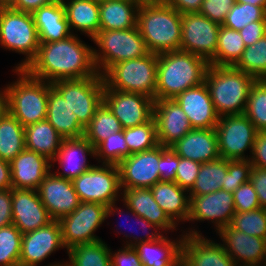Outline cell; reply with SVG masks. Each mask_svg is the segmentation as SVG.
Here are the masks:
<instances>
[{"instance_id": "obj_62", "label": "cell", "mask_w": 266, "mask_h": 266, "mask_svg": "<svg viewBox=\"0 0 266 266\" xmlns=\"http://www.w3.org/2000/svg\"><path fill=\"white\" fill-rule=\"evenodd\" d=\"M237 3H247L254 6H266V0H235Z\"/></svg>"}, {"instance_id": "obj_8", "label": "cell", "mask_w": 266, "mask_h": 266, "mask_svg": "<svg viewBox=\"0 0 266 266\" xmlns=\"http://www.w3.org/2000/svg\"><path fill=\"white\" fill-rule=\"evenodd\" d=\"M92 41L98 47L93 48V57L101 75L118 62L150 53L137 26L124 30H99Z\"/></svg>"}, {"instance_id": "obj_10", "label": "cell", "mask_w": 266, "mask_h": 266, "mask_svg": "<svg viewBox=\"0 0 266 266\" xmlns=\"http://www.w3.org/2000/svg\"><path fill=\"white\" fill-rule=\"evenodd\" d=\"M81 202L99 203L109 206L119 202L122 190L118 165L95 164L91 169L72 180Z\"/></svg>"}, {"instance_id": "obj_58", "label": "cell", "mask_w": 266, "mask_h": 266, "mask_svg": "<svg viewBox=\"0 0 266 266\" xmlns=\"http://www.w3.org/2000/svg\"><path fill=\"white\" fill-rule=\"evenodd\" d=\"M55 0H12L8 6L12 9L33 13L41 6L48 5Z\"/></svg>"}, {"instance_id": "obj_53", "label": "cell", "mask_w": 266, "mask_h": 266, "mask_svg": "<svg viewBox=\"0 0 266 266\" xmlns=\"http://www.w3.org/2000/svg\"><path fill=\"white\" fill-rule=\"evenodd\" d=\"M114 252L110 248L111 266H144L133 246H125Z\"/></svg>"}, {"instance_id": "obj_61", "label": "cell", "mask_w": 266, "mask_h": 266, "mask_svg": "<svg viewBox=\"0 0 266 266\" xmlns=\"http://www.w3.org/2000/svg\"><path fill=\"white\" fill-rule=\"evenodd\" d=\"M2 89H0V119L8 111L7 94H6L5 88H2Z\"/></svg>"}, {"instance_id": "obj_14", "label": "cell", "mask_w": 266, "mask_h": 266, "mask_svg": "<svg viewBox=\"0 0 266 266\" xmlns=\"http://www.w3.org/2000/svg\"><path fill=\"white\" fill-rule=\"evenodd\" d=\"M65 249L62 241L61 226L59 221L52 220L45 226L31 232L22 234L20 266H38L41 262L55 253ZM63 262L55 261L46 266H65Z\"/></svg>"}, {"instance_id": "obj_59", "label": "cell", "mask_w": 266, "mask_h": 266, "mask_svg": "<svg viewBox=\"0 0 266 266\" xmlns=\"http://www.w3.org/2000/svg\"><path fill=\"white\" fill-rule=\"evenodd\" d=\"M203 0H166L165 3L175 8L179 13L199 12Z\"/></svg>"}, {"instance_id": "obj_37", "label": "cell", "mask_w": 266, "mask_h": 266, "mask_svg": "<svg viewBox=\"0 0 266 266\" xmlns=\"http://www.w3.org/2000/svg\"><path fill=\"white\" fill-rule=\"evenodd\" d=\"M122 130L120 121L103 101L97 107L90 123L85 127L84 137L96 148L107 137Z\"/></svg>"}, {"instance_id": "obj_28", "label": "cell", "mask_w": 266, "mask_h": 266, "mask_svg": "<svg viewBox=\"0 0 266 266\" xmlns=\"http://www.w3.org/2000/svg\"><path fill=\"white\" fill-rule=\"evenodd\" d=\"M32 15L39 42L59 41L72 35L62 0H55L48 5L41 6Z\"/></svg>"}, {"instance_id": "obj_39", "label": "cell", "mask_w": 266, "mask_h": 266, "mask_svg": "<svg viewBox=\"0 0 266 266\" xmlns=\"http://www.w3.org/2000/svg\"><path fill=\"white\" fill-rule=\"evenodd\" d=\"M228 171V160L219 158L201 164L194 186L189 195H205L221 190Z\"/></svg>"}, {"instance_id": "obj_23", "label": "cell", "mask_w": 266, "mask_h": 266, "mask_svg": "<svg viewBox=\"0 0 266 266\" xmlns=\"http://www.w3.org/2000/svg\"><path fill=\"white\" fill-rule=\"evenodd\" d=\"M87 156L91 158L93 156L94 159L95 148L84 136L64 138L55 158L51 161V170L58 177L73 180L95 165L89 163ZM55 162H58L60 165L58 167H61L63 172L59 168L56 172L53 171L52 167H55Z\"/></svg>"}, {"instance_id": "obj_29", "label": "cell", "mask_w": 266, "mask_h": 266, "mask_svg": "<svg viewBox=\"0 0 266 266\" xmlns=\"http://www.w3.org/2000/svg\"><path fill=\"white\" fill-rule=\"evenodd\" d=\"M156 203L168 217L178 226L187 222L190 215L189 192L176 182L158 181L150 187Z\"/></svg>"}, {"instance_id": "obj_6", "label": "cell", "mask_w": 266, "mask_h": 266, "mask_svg": "<svg viewBox=\"0 0 266 266\" xmlns=\"http://www.w3.org/2000/svg\"><path fill=\"white\" fill-rule=\"evenodd\" d=\"M158 54L124 60L112 65L102 76L107 88L133 92L155 100Z\"/></svg>"}, {"instance_id": "obj_18", "label": "cell", "mask_w": 266, "mask_h": 266, "mask_svg": "<svg viewBox=\"0 0 266 266\" xmlns=\"http://www.w3.org/2000/svg\"><path fill=\"white\" fill-rule=\"evenodd\" d=\"M184 233L182 258L185 266H237L227 254L221 242L202 235L195 227Z\"/></svg>"}, {"instance_id": "obj_47", "label": "cell", "mask_w": 266, "mask_h": 266, "mask_svg": "<svg viewBox=\"0 0 266 266\" xmlns=\"http://www.w3.org/2000/svg\"><path fill=\"white\" fill-rule=\"evenodd\" d=\"M244 114L257 131H266V89L257 80L251 86Z\"/></svg>"}, {"instance_id": "obj_22", "label": "cell", "mask_w": 266, "mask_h": 266, "mask_svg": "<svg viewBox=\"0 0 266 266\" xmlns=\"http://www.w3.org/2000/svg\"><path fill=\"white\" fill-rule=\"evenodd\" d=\"M153 118L158 143L162 146L173 145L193 129L188 116L174 99L154 100Z\"/></svg>"}, {"instance_id": "obj_63", "label": "cell", "mask_w": 266, "mask_h": 266, "mask_svg": "<svg viewBox=\"0 0 266 266\" xmlns=\"http://www.w3.org/2000/svg\"><path fill=\"white\" fill-rule=\"evenodd\" d=\"M138 3L143 4V3H163L166 0H136Z\"/></svg>"}, {"instance_id": "obj_60", "label": "cell", "mask_w": 266, "mask_h": 266, "mask_svg": "<svg viewBox=\"0 0 266 266\" xmlns=\"http://www.w3.org/2000/svg\"><path fill=\"white\" fill-rule=\"evenodd\" d=\"M12 188L10 162L0 159V191Z\"/></svg>"}, {"instance_id": "obj_11", "label": "cell", "mask_w": 266, "mask_h": 266, "mask_svg": "<svg viewBox=\"0 0 266 266\" xmlns=\"http://www.w3.org/2000/svg\"><path fill=\"white\" fill-rule=\"evenodd\" d=\"M106 209V205L99 203L80 202L71 214L59 220L66 251L79 244L102 240L94 233L105 222Z\"/></svg>"}, {"instance_id": "obj_67", "label": "cell", "mask_w": 266, "mask_h": 266, "mask_svg": "<svg viewBox=\"0 0 266 266\" xmlns=\"http://www.w3.org/2000/svg\"><path fill=\"white\" fill-rule=\"evenodd\" d=\"M90 1H94V2H98V3H100V2H103V1H105V0H90Z\"/></svg>"}, {"instance_id": "obj_27", "label": "cell", "mask_w": 266, "mask_h": 266, "mask_svg": "<svg viewBox=\"0 0 266 266\" xmlns=\"http://www.w3.org/2000/svg\"><path fill=\"white\" fill-rule=\"evenodd\" d=\"M121 202H124L135 214L156 225L165 234L177 231V225L156 203L150 188L123 189ZM167 232V233H166Z\"/></svg>"}, {"instance_id": "obj_3", "label": "cell", "mask_w": 266, "mask_h": 266, "mask_svg": "<svg viewBox=\"0 0 266 266\" xmlns=\"http://www.w3.org/2000/svg\"><path fill=\"white\" fill-rule=\"evenodd\" d=\"M137 27L151 53L180 50L182 14L167 3L140 4Z\"/></svg>"}, {"instance_id": "obj_24", "label": "cell", "mask_w": 266, "mask_h": 266, "mask_svg": "<svg viewBox=\"0 0 266 266\" xmlns=\"http://www.w3.org/2000/svg\"><path fill=\"white\" fill-rule=\"evenodd\" d=\"M174 100L188 116L193 129H211L217 125L219 116L205 82L183 91Z\"/></svg>"}, {"instance_id": "obj_2", "label": "cell", "mask_w": 266, "mask_h": 266, "mask_svg": "<svg viewBox=\"0 0 266 266\" xmlns=\"http://www.w3.org/2000/svg\"><path fill=\"white\" fill-rule=\"evenodd\" d=\"M208 67L203 57L182 50L158 54L155 100L174 99L202 84Z\"/></svg>"}, {"instance_id": "obj_7", "label": "cell", "mask_w": 266, "mask_h": 266, "mask_svg": "<svg viewBox=\"0 0 266 266\" xmlns=\"http://www.w3.org/2000/svg\"><path fill=\"white\" fill-rule=\"evenodd\" d=\"M39 44L32 13L18 11L8 5H0V48L25 57L13 68H26L36 57Z\"/></svg>"}, {"instance_id": "obj_48", "label": "cell", "mask_w": 266, "mask_h": 266, "mask_svg": "<svg viewBox=\"0 0 266 266\" xmlns=\"http://www.w3.org/2000/svg\"><path fill=\"white\" fill-rule=\"evenodd\" d=\"M251 168L249 160H228V171L221 189L229 193L236 191L243 183L250 180Z\"/></svg>"}, {"instance_id": "obj_21", "label": "cell", "mask_w": 266, "mask_h": 266, "mask_svg": "<svg viewBox=\"0 0 266 266\" xmlns=\"http://www.w3.org/2000/svg\"><path fill=\"white\" fill-rule=\"evenodd\" d=\"M51 221L37 190L12 188V224L22 234L39 229Z\"/></svg>"}, {"instance_id": "obj_44", "label": "cell", "mask_w": 266, "mask_h": 266, "mask_svg": "<svg viewBox=\"0 0 266 266\" xmlns=\"http://www.w3.org/2000/svg\"><path fill=\"white\" fill-rule=\"evenodd\" d=\"M22 233L10 224L0 228V266H20Z\"/></svg>"}, {"instance_id": "obj_38", "label": "cell", "mask_w": 266, "mask_h": 266, "mask_svg": "<svg viewBox=\"0 0 266 266\" xmlns=\"http://www.w3.org/2000/svg\"><path fill=\"white\" fill-rule=\"evenodd\" d=\"M65 266H111L110 247L103 240L79 244L66 251Z\"/></svg>"}, {"instance_id": "obj_25", "label": "cell", "mask_w": 266, "mask_h": 266, "mask_svg": "<svg viewBox=\"0 0 266 266\" xmlns=\"http://www.w3.org/2000/svg\"><path fill=\"white\" fill-rule=\"evenodd\" d=\"M10 170L13 188L37 190L51 171V161L25 148L10 162Z\"/></svg>"}, {"instance_id": "obj_41", "label": "cell", "mask_w": 266, "mask_h": 266, "mask_svg": "<svg viewBox=\"0 0 266 266\" xmlns=\"http://www.w3.org/2000/svg\"><path fill=\"white\" fill-rule=\"evenodd\" d=\"M234 67L256 80L266 77V35L247 46Z\"/></svg>"}, {"instance_id": "obj_32", "label": "cell", "mask_w": 266, "mask_h": 266, "mask_svg": "<svg viewBox=\"0 0 266 266\" xmlns=\"http://www.w3.org/2000/svg\"><path fill=\"white\" fill-rule=\"evenodd\" d=\"M62 4L71 33L79 31L92 41L99 32V3L90 0H62Z\"/></svg>"}, {"instance_id": "obj_5", "label": "cell", "mask_w": 266, "mask_h": 266, "mask_svg": "<svg viewBox=\"0 0 266 266\" xmlns=\"http://www.w3.org/2000/svg\"><path fill=\"white\" fill-rule=\"evenodd\" d=\"M17 79L6 85L8 112L24 127L46 119L51 83L31 76L25 69H13Z\"/></svg>"}, {"instance_id": "obj_64", "label": "cell", "mask_w": 266, "mask_h": 266, "mask_svg": "<svg viewBox=\"0 0 266 266\" xmlns=\"http://www.w3.org/2000/svg\"><path fill=\"white\" fill-rule=\"evenodd\" d=\"M170 266H185L182 256L174 264Z\"/></svg>"}, {"instance_id": "obj_42", "label": "cell", "mask_w": 266, "mask_h": 266, "mask_svg": "<svg viewBox=\"0 0 266 266\" xmlns=\"http://www.w3.org/2000/svg\"><path fill=\"white\" fill-rule=\"evenodd\" d=\"M123 134L131 154L150 150L159 145L153 117L143 124L124 128Z\"/></svg>"}, {"instance_id": "obj_17", "label": "cell", "mask_w": 266, "mask_h": 266, "mask_svg": "<svg viewBox=\"0 0 266 266\" xmlns=\"http://www.w3.org/2000/svg\"><path fill=\"white\" fill-rule=\"evenodd\" d=\"M189 196L190 215L187 222H211L216 233L230 225L232 217L236 213L233 193L221 189L205 195Z\"/></svg>"}, {"instance_id": "obj_31", "label": "cell", "mask_w": 266, "mask_h": 266, "mask_svg": "<svg viewBox=\"0 0 266 266\" xmlns=\"http://www.w3.org/2000/svg\"><path fill=\"white\" fill-rule=\"evenodd\" d=\"M46 119L63 138L84 136L85 129L79 124L77 115L53 86L49 88Z\"/></svg>"}, {"instance_id": "obj_33", "label": "cell", "mask_w": 266, "mask_h": 266, "mask_svg": "<svg viewBox=\"0 0 266 266\" xmlns=\"http://www.w3.org/2000/svg\"><path fill=\"white\" fill-rule=\"evenodd\" d=\"M140 3L136 0H105L99 3V30H124L137 26Z\"/></svg>"}, {"instance_id": "obj_46", "label": "cell", "mask_w": 266, "mask_h": 266, "mask_svg": "<svg viewBox=\"0 0 266 266\" xmlns=\"http://www.w3.org/2000/svg\"><path fill=\"white\" fill-rule=\"evenodd\" d=\"M230 226L245 234L266 239V209L260 207L249 212H236Z\"/></svg>"}, {"instance_id": "obj_26", "label": "cell", "mask_w": 266, "mask_h": 266, "mask_svg": "<svg viewBox=\"0 0 266 266\" xmlns=\"http://www.w3.org/2000/svg\"><path fill=\"white\" fill-rule=\"evenodd\" d=\"M171 148L179 157L201 164L220 158L215 128L192 129L171 145Z\"/></svg>"}, {"instance_id": "obj_36", "label": "cell", "mask_w": 266, "mask_h": 266, "mask_svg": "<svg viewBox=\"0 0 266 266\" xmlns=\"http://www.w3.org/2000/svg\"><path fill=\"white\" fill-rule=\"evenodd\" d=\"M246 46L239 31L221 25L218 32L215 56L209 61L212 66H234Z\"/></svg>"}, {"instance_id": "obj_40", "label": "cell", "mask_w": 266, "mask_h": 266, "mask_svg": "<svg viewBox=\"0 0 266 266\" xmlns=\"http://www.w3.org/2000/svg\"><path fill=\"white\" fill-rule=\"evenodd\" d=\"M116 203L117 202H114L111 205L107 206V209H106V219H108V217H110L111 215H115V214L117 215V213L120 216L122 214H124L123 213L124 211L120 207H117V204ZM123 206H124L123 208H126V215H128L130 213L129 215L132 216V218L134 217L131 220H134L138 224H140L139 226H141V229L143 231L142 232L143 233V236L141 234V235H139L140 237H138V235H137L138 232L137 231L135 232V230H133V234H134V232L136 233L134 235L132 233H131L132 235L130 233L127 234V233H125V232H123L121 230L120 232L123 233L122 235H124L125 236V239H126V242L124 241L125 246H134L136 243H139V242L155 241V240L160 239L164 235H166L163 231H160L161 229L159 227H157L156 225L151 224L148 220H146L143 217L138 216L137 214H135L124 202H123ZM129 215L126 216V217H130ZM123 216H125V214ZM119 227L120 228H118L117 230L123 228L122 225H119ZM133 228L136 229L135 227H133Z\"/></svg>"}, {"instance_id": "obj_30", "label": "cell", "mask_w": 266, "mask_h": 266, "mask_svg": "<svg viewBox=\"0 0 266 266\" xmlns=\"http://www.w3.org/2000/svg\"><path fill=\"white\" fill-rule=\"evenodd\" d=\"M184 235L175 240L164 235L155 241L136 243L133 248L144 266H170L182 256Z\"/></svg>"}, {"instance_id": "obj_49", "label": "cell", "mask_w": 266, "mask_h": 266, "mask_svg": "<svg viewBox=\"0 0 266 266\" xmlns=\"http://www.w3.org/2000/svg\"><path fill=\"white\" fill-rule=\"evenodd\" d=\"M233 199L236 212H249L261 207L257 193L250 180L243 183L233 192Z\"/></svg>"}, {"instance_id": "obj_34", "label": "cell", "mask_w": 266, "mask_h": 266, "mask_svg": "<svg viewBox=\"0 0 266 266\" xmlns=\"http://www.w3.org/2000/svg\"><path fill=\"white\" fill-rule=\"evenodd\" d=\"M24 130L25 148L41 154L52 161L60 149L64 138L47 119L27 125L24 127Z\"/></svg>"}, {"instance_id": "obj_43", "label": "cell", "mask_w": 266, "mask_h": 266, "mask_svg": "<svg viewBox=\"0 0 266 266\" xmlns=\"http://www.w3.org/2000/svg\"><path fill=\"white\" fill-rule=\"evenodd\" d=\"M130 155L123 130L110 135L95 148V159L99 164L118 165Z\"/></svg>"}, {"instance_id": "obj_66", "label": "cell", "mask_w": 266, "mask_h": 266, "mask_svg": "<svg viewBox=\"0 0 266 266\" xmlns=\"http://www.w3.org/2000/svg\"><path fill=\"white\" fill-rule=\"evenodd\" d=\"M12 0H0V5H8Z\"/></svg>"}, {"instance_id": "obj_56", "label": "cell", "mask_w": 266, "mask_h": 266, "mask_svg": "<svg viewBox=\"0 0 266 266\" xmlns=\"http://www.w3.org/2000/svg\"><path fill=\"white\" fill-rule=\"evenodd\" d=\"M250 181L257 193L259 205L266 209V169L252 166Z\"/></svg>"}, {"instance_id": "obj_13", "label": "cell", "mask_w": 266, "mask_h": 266, "mask_svg": "<svg viewBox=\"0 0 266 266\" xmlns=\"http://www.w3.org/2000/svg\"><path fill=\"white\" fill-rule=\"evenodd\" d=\"M220 27L199 12L182 14L180 50L203 57L209 62L216 54Z\"/></svg>"}, {"instance_id": "obj_19", "label": "cell", "mask_w": 266, "mask_h": 266, "mask_svg": "<svg viewBox=\"0 0 266 266\" xmlns=\"http://www.w3.org/2000/svg\"><path fill=\"white\" fill-rule=\"evenodd\" d=\"M37 192L49 216L56 221L71 214L81 202L72 180L58 177L52 171L41 181Z\"/></svg>"}, {"instance_id": "obj_50", "label": "cell", "mask_w": 266, "mask_h": 266, "mask_svg": "<svg viewBox=\"0 0 266 266\" xmlns=\"http://www.w3.org/2000/svg\"><path fill=\"white\" fill-rule=\"evenodd\" d=\"M201 163L187 158L179 157L175 182L186 191L194 186Z\"/></svg>"}, {"instance_id": "obj_20", "label": "cell", "mask_w": 266, "mask_h": 266, "mask_svg": "<svg viewBox=\"0 0 266 266\" xmlns=\"http://www.w3.org/2000/svg\"><path fill=\"white\" fill-rule=\"evenodd\" d=\"M217 234L225 251L237 265L265 266L266 239L245 234L230 225L220 229Z\"/></svg>"}, {"instance_id": "obj_4", "label": "cell", "mask_w": 266, "mask_h": 266, "mask_svg": "<svg viewBox=\"0 0 266 266\" xmlns=\"http://www.w3.org/2000/svg\"><path fill=\"white\" fill-rule=\"evenodd\" d=\"M256 79L234 66H212L206 70L205 84L217 115L245 113L251 86Z\"/></svg>"}, {"instance_id": "obj_57", "label": "cell", "mask_w": 266, "mask_h": 266, "mask_svg": "<svg viewBox=\"0 0 266 266\" xmlns=\"http://www.w3.org/2000/svg\"><path fill=\"white\" fill-rule=\"evenodd\" d=\"M12 224V189L0 191V228Z\"/></svg>"}, {"instance_id": "obj_45", "label": "cell", "mask_w": 266, "mask_h": 266, "mask_svg": "<svg viewBox=\"0 0 266 266\" xmlns=\"http://www.w3.org/2000/svg\"><path fill=\"white\" fill-rule=\"evenodd\" d=\"M253 21H266V6H254L247 3H237L226 15L222 26L240 31Z\"/></svg>"}, {"instance_id": "obj_35", "label": "cell", "mask_w": 266, "mask_h": 266, "mask_svg": "<svg viewBox=\"0 0 266 266\" xmlns=\"http://www.w3.org/2000/svg\"><path fill=\"white\" fill-rule=\"evenodd\" d=\"M24 149V126L7 111L0 119V159L11 162Z\"/></svg>"}, {"instance_id": "obj_1", "label": "cell", "mask_w": 266, "mask_h": 266, "mask_svg": "<svg viewBox=\"0 0 266 266\" xmlns=\"http://www.w3.org/2000/svg\"><path fill=\"white\" fill-rule=\"evenodd\" d=\"M24 69L49 83L83 79L98 73L93 46L84 43L77 33L59 41L40 42L36 57Z\"/></svg>"}, {"instance_id": "obj_54", "label": "cell", "mask_w": 266, "mask_h": 266, "mask_svg": "<svg viewBox=\"0 0 266 266\" xmlns=\"http://www.w3.org/2000/svg\"><path fill=\"white\" fill-rule=\"evenodd\" d=\"M249 161L252 166L266 169V131H257Z\"/></svg>"}, {"instance_id": "obj_52", "label": "cell", "mask_w": 266, "mask_h": 266, "mask_svg": "<svg viewBox=\"0 0 266 266\" xmlns=\"http://www.w3.org/2000/svg\"><path fill=\"white\" fill-rule=\"evenodd\" d=\"M179 156L171 146L161 145V157L159 159L160 181L175 182Z\"/></svg>"}, {"instance_id": "obj_51", "label": "cell", "mask_w": 266, "mask_h": 266, "mask_svg": "<svg viewBox=\"0 0 266 266\" xmlns=\"http://www.w3.org/2000/svg\"><path fill=\"white\" fill-rule=\"evenodd\" d=\"M235 0H203L199 13L222 25Z\"/></svg>"}, {"instance_id": "obj_12", "label": "cell", "mask_w": 266, "mask_h": 266, "mask_svg": "<svg viewBox=\"0 0 266 266\" xmlns=\"http://www.w3.org/2000/svg\"><path fill=\"white\" fill-rule=\"evenodd\" d=\"M215 130L221 158L250 159L257 130L245 114L220 116ZM248 150L249 156L245 155Z\"/></svg>"}, {"instance_id": "obj_15", "label": "cell", "mask_w": 266, "mask_h": 266, "mask_svg": "<svg viewBox=\"0 0 266 266\" xmlns=\"http://www.w3.org/2000/svg\"><path fill=\"white\" fill-rule=\"evenodd\" d=\"M161 145L153 149L133 153L118 164L121 190L150 188L160 181L159 159Z\"/></svg>"}, {"instance_id": "obj_16", "label": "cell", "mask_w": 266, "mask_h": 266, "mask_svg": "<svg viewBox=\"0 0 266 266\" xmlns=\"http://www.w3.org/2000/svg\"><path fill=\"white\" fill-rule=\"evenodd\" d=\"M103 101L123 129L143 124L153 117L154 100L145 95L116 91L104 86Z\"/></svg>"}, {"instance_id": "obj_9", "label": "cell", "mask_w": 266, "mask_h": 266, "mask_svg": "<svg viewBox=\"0 0 266 266\" xmlns=\"http://www.w3.org/2000/svg\"><path fill=\"white\" fill-rule=\"evenodd\" d=\"M51 85L67 101L70 109L77 115L79 124L85 129L97 107L103 102V76L97 73L83 79L58 80Z\"/></svg>"}, {"instance_id": "obj_65", "label": "cell", "mask_w": 266, "mask_h": 266, "mask_svg": "<svg viewBox=\"0 0 266 266\" xmlns=\"http://www.w3.org/2000/svg\"><path fill=\"white\" fill-rule=\"evenodd\" d=\"M257 81L266 89V77L257 79Z\"/></svg>"}, {"instance_id": "obj_55", "label": "cell", "mask_w": 266, "mask_h": 266, "mask_svg": "<svg viewBox=\"0 0 266 266\" xmlns=\"http://www.w3.org/2000/svg\"><path fill=\"white\" fill-rule=\"evenodd\" d=\"M245 46L253 45L266 35V21H253L239 31Z\"/></svg>"}]
</instances>
